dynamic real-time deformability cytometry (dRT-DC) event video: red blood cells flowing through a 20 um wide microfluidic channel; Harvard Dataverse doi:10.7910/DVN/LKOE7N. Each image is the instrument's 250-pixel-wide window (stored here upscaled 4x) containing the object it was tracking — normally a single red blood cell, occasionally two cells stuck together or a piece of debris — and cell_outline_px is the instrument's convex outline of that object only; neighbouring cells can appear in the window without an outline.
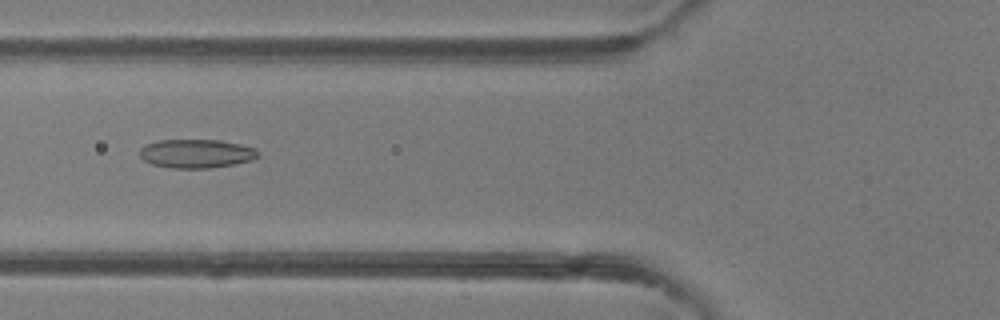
{"species": "common noctule bat (a hibernating species)", "species_latin": "Nyctalus noctula", "temperature_condition": "room temperature", "stored_images_in_passage": 42, "camera_frame_rate_fps": 3000, "um_per_image_px": 0.085, "animal": {"sex": "female"}, "frame": {"image": 1, "passage_image": 12, "time_ms": 3.667, "image_size_px": [1000, 320], "cell_outline_px": [[260, 156], [252, 160], [212, 168], [172, 168], [152, 164], [144, 160], [140, 156], [140, 148], [144, 144], [160, 140], [220, 140], [240, 144], [256, 148], [260, 152]], "centroid_in_image_um": [16.71, 13.05], "position_along_channel_um": 109.1, "area_um2": 19.94}}
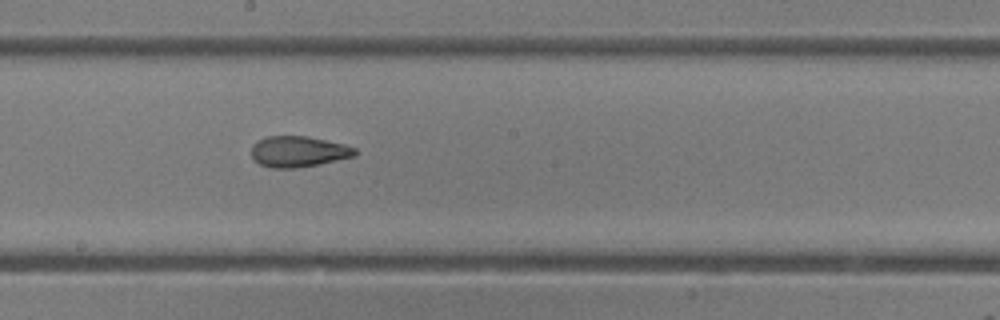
{"frame": {"image": 2, "passage_image": 20, "time_ms": 6.333, "image_size_px": [1000, 320], "cell_outline_px": [[356, 156], [320, 164], [296, 168], [272, 168], [260, 164], [252, 160], [252, 144], [268, 136], [308, 136], [344, 144], [356, 148]], "centroid_in_image_um": [25.37, 12.89], "position_along_channel_um": 222.8, "area_um2": 18.73}}
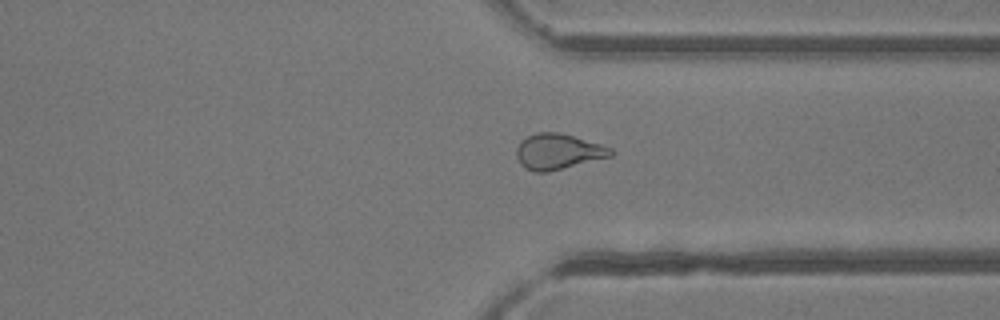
{"frame": {"image": 3, "passage_image": 30, "time_ms": 9.667, "image_size_px": [1000, 320], "cell_outline_px": [[616, 152], [612, 156], [548, 172], [532, 172], [524, 168], [520, 164], [516, 156], [516, 148], [520, 140], [536, 132], [560, 132], [600, 144], [612, 148]], "centroid_in_image_um": [47.42, 12.89], "position_along_channel_um": 364.0, "area_um2": 19.77}, "authors_computed_cell_mechanics": {"area_um2": 19.9988, "velocity_mm_per_s": 4.2476, "shape_relaxation_time_tau1_ms": null, "shape_relaxation_time_tau2_ms": 1.9641, "deformation_change_tau1": null, "deformation_change_tau2": 0.0929}}